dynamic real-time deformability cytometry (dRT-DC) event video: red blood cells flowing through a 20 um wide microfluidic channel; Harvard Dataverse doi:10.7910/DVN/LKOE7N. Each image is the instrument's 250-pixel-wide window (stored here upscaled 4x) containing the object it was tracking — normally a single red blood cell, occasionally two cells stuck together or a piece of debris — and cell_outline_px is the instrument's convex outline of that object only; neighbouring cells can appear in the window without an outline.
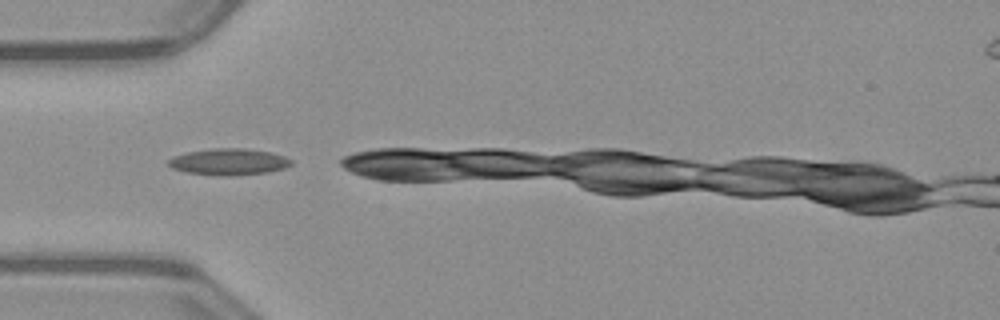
{"species": "common noctule bat (a hibernating species)", "species_latin": "Nyctalus noctula", "temperature_condition": "warm", "stored_images_in_passage": 7, "camera_frame_rate_fps": 3000, "um_per_image_px": 0.085, "animal": {"sex": "male", "body_mass_g": 23.1, "forearm_length_mm": 52.7}, "frame": {"image": 1, "passage_image": 1, "time_ms": 0.0, "image_size_px": [1000, 320], "cell_outline_px": [[292, 164], [284, 168], [268, 172], [228, 176], [216, 176], [184, 172], [172, 168], [168, 164], [168, 160], [172, 156], [188, 152], [212, 148], [244, 148], [268, 152], [284, 156], [292, 160]], "centroid_in_image_um": [19.41, 13.76], "position_along_channel_um": 65.6, "area_um2": 19.02}}